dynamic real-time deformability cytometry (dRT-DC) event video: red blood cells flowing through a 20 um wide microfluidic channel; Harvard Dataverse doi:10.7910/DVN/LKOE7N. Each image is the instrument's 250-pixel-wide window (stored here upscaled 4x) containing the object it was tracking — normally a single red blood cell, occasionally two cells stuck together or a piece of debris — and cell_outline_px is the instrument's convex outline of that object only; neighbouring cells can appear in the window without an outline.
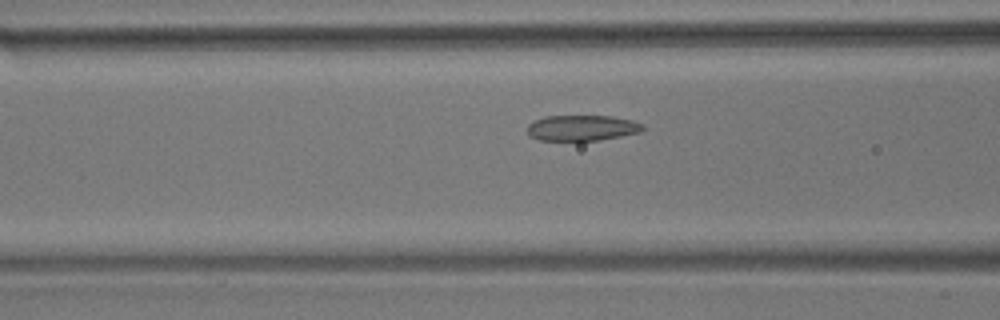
{"species": "common noctule bat (a hibernating species)", "species_latin": "Nyctalus noctula", "temperature_condition": "room temperature", "stored_images_in_passage": 16, "camera_frame_rate_fps": 3000, "um_per_image_px": 0.085, "animal": {"sex": "male", "body_mass_g": 17.9}, "frame": {"image": 1, "passage_image": 14, "time_ms": 4.333, "image_size_px": [1000, 320], "cell_outline_px": [[644, 128], [640, 132], [620, 136], [596, 140], [540, 140], [528, 136], [528, 124], [544, 116], [612, 116], [632, 120], [644, 124]], "centroid_in_image_um": [49.47, 10.86], "position_along_channel_um": 117.1, "area_um2": 17.17}}